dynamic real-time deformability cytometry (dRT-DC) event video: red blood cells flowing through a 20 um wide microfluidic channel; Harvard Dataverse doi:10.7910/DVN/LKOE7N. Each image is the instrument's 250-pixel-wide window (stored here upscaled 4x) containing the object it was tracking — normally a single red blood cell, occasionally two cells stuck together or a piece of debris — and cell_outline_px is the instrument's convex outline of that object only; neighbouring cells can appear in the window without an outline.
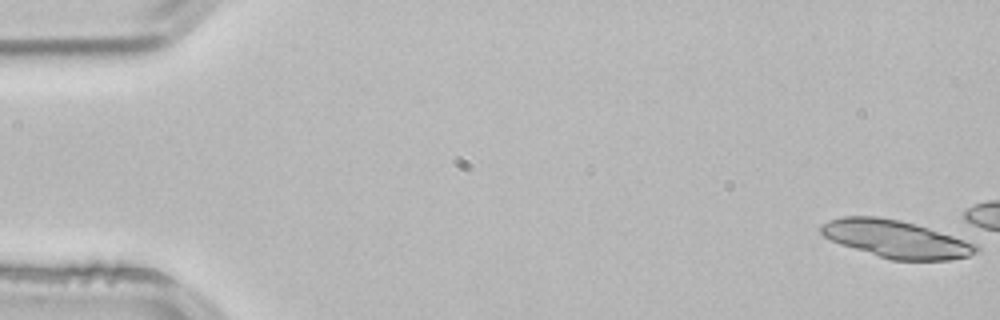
{"species": "common noctule bat (a hibernating species)", "species_latin": "Nyctalus noctula", "temperature_condition": "room temperature", "stored_images_in_passage": 5, "segment_of_instrument_passage": [2, 2], "camera_frame_rate_fps": 3000, "um_per_image_px": 0.085, "animal": {"sex": "male", "body_mass_g": 21.5, "forearm_length_mm": 52.0}, "frame": {"image": 1, "passage_image": 5, "time_ms": 1.333, "image_size_px": [1000, 320], "cell_outline_px": [[980, 252], [968, 256], [948, 260], [892, 260], [840, 244], [824, 236], [820, 232], [820, 228], [828, 220], [844, 216], [876, 216], [900, 220], [916, 224], [976, 244], [980, 248]], "centroid_in_image_um": [76.16, 20.31], "position_along_channel_um": 8.8, "area_um2": 33.58}}